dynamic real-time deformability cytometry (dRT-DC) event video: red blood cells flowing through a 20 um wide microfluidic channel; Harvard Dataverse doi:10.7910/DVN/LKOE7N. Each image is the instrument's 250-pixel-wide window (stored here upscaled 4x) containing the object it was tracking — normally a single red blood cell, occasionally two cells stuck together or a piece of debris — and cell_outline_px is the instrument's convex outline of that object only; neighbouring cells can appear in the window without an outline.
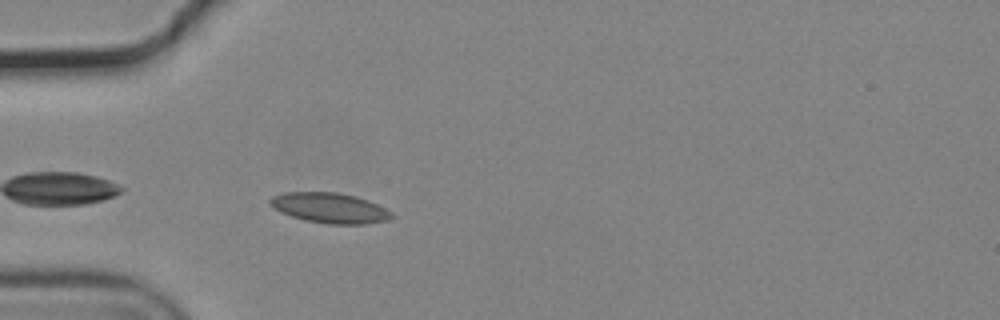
{"species": "common noctule bat (a hibernating species)", "species_latin": "Nyctalus noctula", "temperature_condition": "cold", "stored_images_in_passage": 34, "camera_frame_rate_fps": 3000, "um_per_image_px": 0.085, "animal": {"sex": "male", "body_mass_g": 19.2, "forearm_length_mm": 51.8}, "frame": {"image": 1, "passage_image": 2, "time_ms": 0.333, "image_size_px": [1000, 320], "cell_outline_px": [[392, 216], [388, 220], [368, 224], [328, 224], [304, 220], [280, 212], [268, 204], [268, 200], [272, 196], [284, 192], [336, 192], [356, 196], [368, 200], [392, 212]], "centroid_in_image_um": [28.0, 17.67], "position_along_channel_um": 57.0, "area_um2": 21.5}}
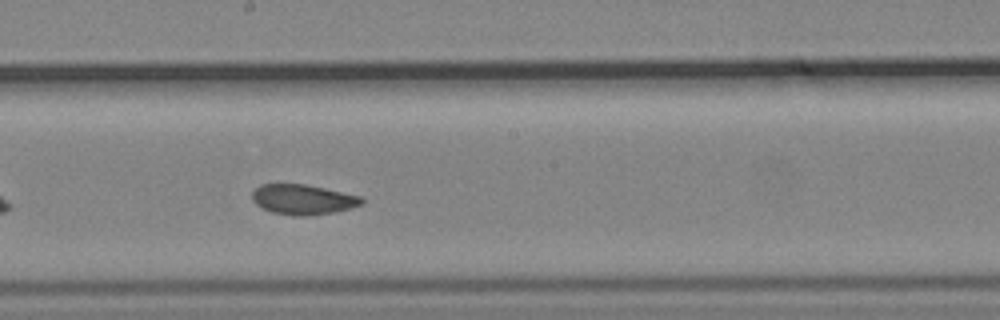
{"frame": {"image": 2, "passage_image": 16, "time_ms": 5.0, "image_size_px": [1000, 320], "cell_outline_px": [[364, 204], [352, 208], [332, 212], [308, 216], [292, 216], [272, 212], [256, 204], [252, 200], [252, 192], [260, 184], [304, 184], [364, 196]], "centroid_in_image_um": [25.79, 16.96], "position_along_channel_um": 222.4, "area_um2": 19.36}}
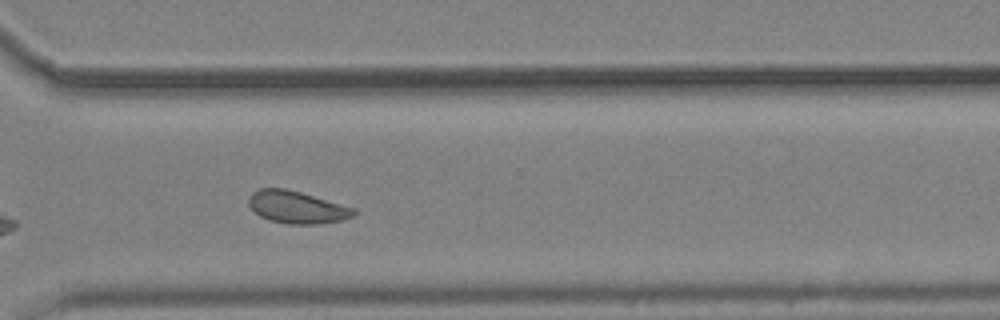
{"frame": {"image": 3, "passage_image": 26, "time_ms": 8.333, "image_size_px": [1000, 320], "cell_outline_px": [[356, 212], [352, 216], [340, 220], [320, 224], [288, 224], [268, 220], [260, 216], [248, 204], [248, 200], [252, 192], [260, 188], [284, 188], [300, 192], [356, 208]], "centroid_in_image_um": [25.22, 17.61], "position_along_channel_um": 345.4, "area_um2": 19.71}, "authors_computed_cell_mechanics": {"area_um2": 19.9988, "velocity_mm_per_s": 3.6857, "shape_relaxation_time_tau1_ms": null, "shape_relaxation_time_tau2_ms": 1.1406, "deformation_change_tau1": null, "deformation_change_tau2": 0.0543}}